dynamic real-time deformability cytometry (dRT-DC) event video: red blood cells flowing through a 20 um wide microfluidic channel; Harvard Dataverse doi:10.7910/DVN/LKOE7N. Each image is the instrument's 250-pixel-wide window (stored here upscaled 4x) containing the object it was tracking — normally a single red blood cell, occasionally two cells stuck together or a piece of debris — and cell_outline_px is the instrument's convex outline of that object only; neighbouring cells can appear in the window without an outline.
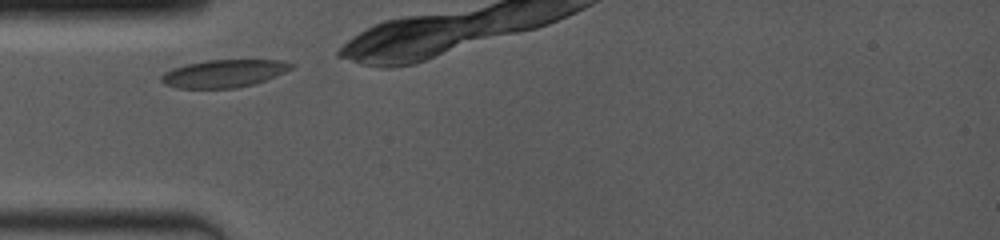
{"species": "common noctule bat (a hibernating species)", "species_latin": "Nyctalus noctula", "temperature_condition": "room temperature", "stored_images_in_passage": 37, "camera_frame_rate_fps": 4000, "um_per_image_px": 0.085, "animal": {"sex": "female", "body_mass_g": 19.0, "forearm_length_mm": 53.3}, "frame": {"image": 1, "passage_image": 1, "time_ms": 0.0, "image_size_px": [1000, 240], "cell_outline_px": [[292, 68], [276, 76], [252, 84], [236, 88], [176, 88], [164, 84], [160, 80], [160, 76], [164, 72], [172, 68], [184, 64], [208, 60], [284, 60], [292, 64]], "centroid_in_image_um": [18.97, 6.24], "position_along_channel_um": 66.0, "area_um2": 20.92}}
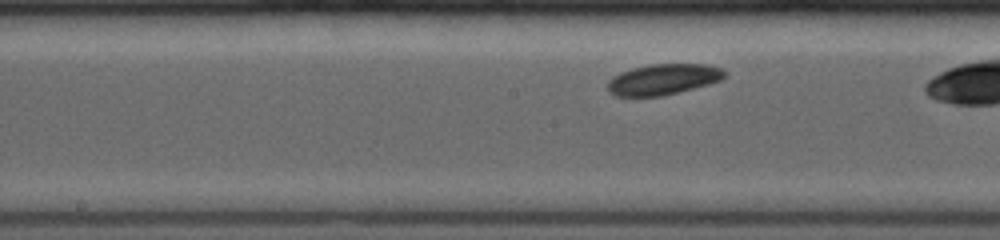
{"frame": {"image": 2, "passage_image": 14, "time_ms": 3.25, "image_size_px": [1000, 240], "cell_outline_px": [[728, 72], [720, 80], [708, 84], [664, 96], [616, 96], [608, 92], [608, 80], [620, 72], [632, 68], [652, 64], [704, 64], [720, 68]], "centroid_in_image_um": [56.35, 6.75], "position_along_channel_um": 191.8, "area_um2": 20.92}}
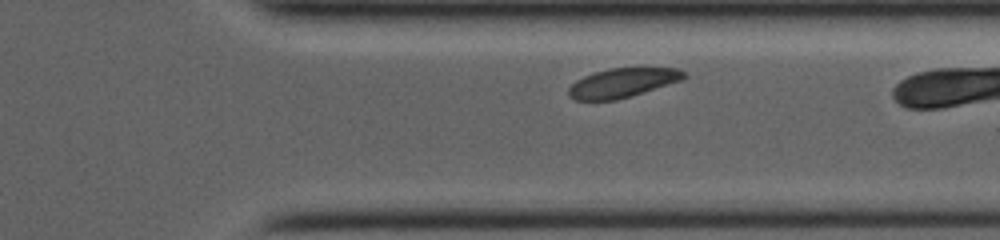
{"frame": {"image": 3, "passage_image": 31, "time_ms": 7.5, "image_size_px": [1000, 240], "cell_outline_px": [[688, 76], [680, 80], [616, 100], [576, 100], [568, 96], [568, 88], [576, 80], [592, 72], [608, 68], [680, 68]], "centroid_in_image_um": [52.86, 7.02], "position_along_channel_um": 358.5, "area_um2": 19.42}}